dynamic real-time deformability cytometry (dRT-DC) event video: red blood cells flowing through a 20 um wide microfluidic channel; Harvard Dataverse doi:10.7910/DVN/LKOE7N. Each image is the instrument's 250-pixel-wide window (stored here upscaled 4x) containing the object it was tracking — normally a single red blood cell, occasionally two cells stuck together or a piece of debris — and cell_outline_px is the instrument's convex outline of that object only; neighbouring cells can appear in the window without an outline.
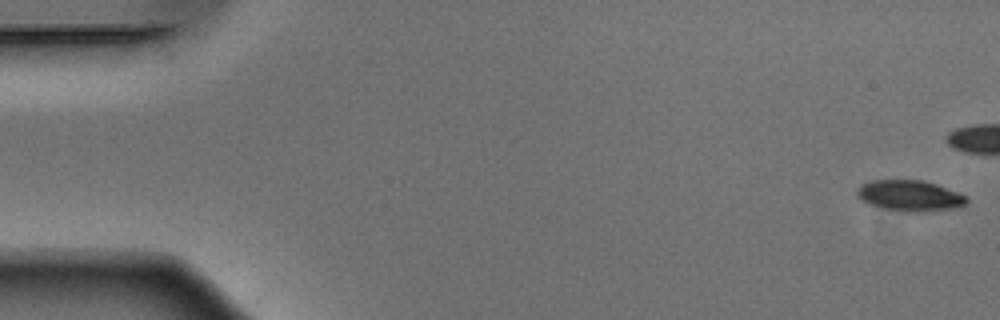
{"species": "Egyptian fruit bat (a non-hibernating species)", "species_latin": "Rousettus aegyptiacus", "temperature_condition": "warm", "stored_images_in_passage": 41, "camera_frame_rate_fps": 3000, "um_per_image_px": 0.085, "animal": {"sex": "male"}, "frame": {"image": 1, "passage_image": 1, "time_ms": 0.0, "image_size_px": [1000, 320], "cell_outline_px": [[968, 200], [964, 204], [948, 208], [912, 212], [904, 212], [880, 208], [864, 200], [856, 192], [856, 188], [860, 184], [872, 180], [924, 180], [936, 184], [956, 192], [964, 196]], "centroid_in_image_um": [77.26, 16.61], "position_along_channel_um": 7.7, "area_um2": 19.19}}
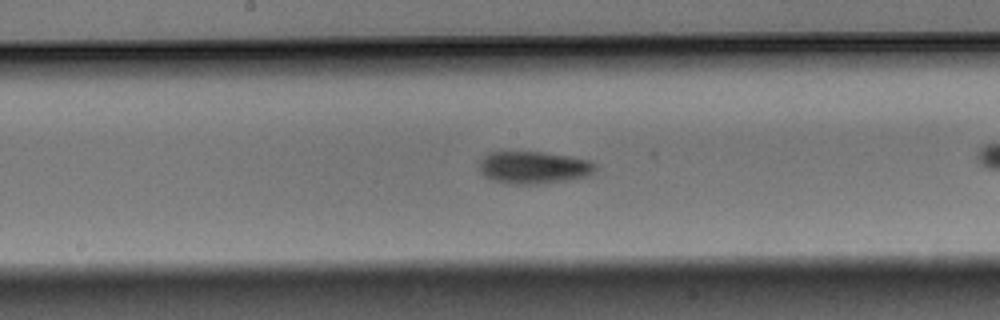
{"frame": {"image": 2, "passage_image": 27, "time_ms": 8.667, "image_size_px": [1000, 320], "cell_outline_px": [[596, 168], [588, 176], [568, 180], [540, 184], [504, 184], [492, 180], [484, 176], [480, 172], [480, 160], [488, 152], [540, 152], [572, 156], [588, 160], [596, 164]], "centroid_in_image_um": [45.35, 14.25], "position_along_channel_um": 202.9, "area_um2": 22.08}}
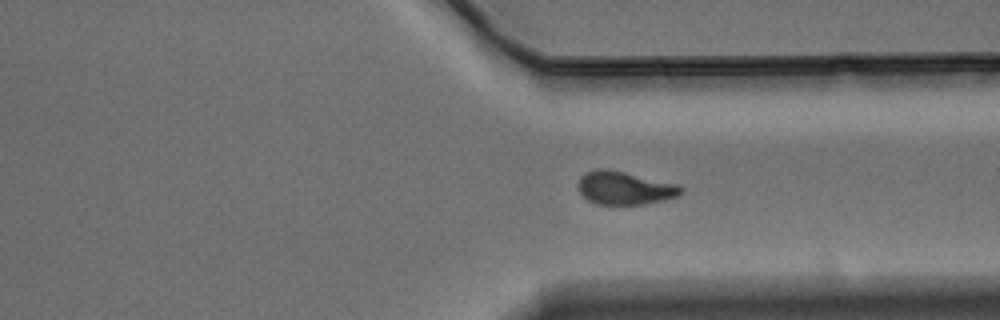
{"frame": {"image": 3, "passage_image": 39, "time_ms": 12.667, "image_size_px": [1000, 320], "cell_outline_px": [[684, 192], [680, 196], [664, 200], [644, 204], [596, 204], [588, 200], [580, 192], [580, 176], [596, 168], [608, 168], [676, 184], [684, 188]], "centroid_in_image_um": [53.14, 15.98], "position_along_channel_um": 358.3, "area_um2": 19.77}}